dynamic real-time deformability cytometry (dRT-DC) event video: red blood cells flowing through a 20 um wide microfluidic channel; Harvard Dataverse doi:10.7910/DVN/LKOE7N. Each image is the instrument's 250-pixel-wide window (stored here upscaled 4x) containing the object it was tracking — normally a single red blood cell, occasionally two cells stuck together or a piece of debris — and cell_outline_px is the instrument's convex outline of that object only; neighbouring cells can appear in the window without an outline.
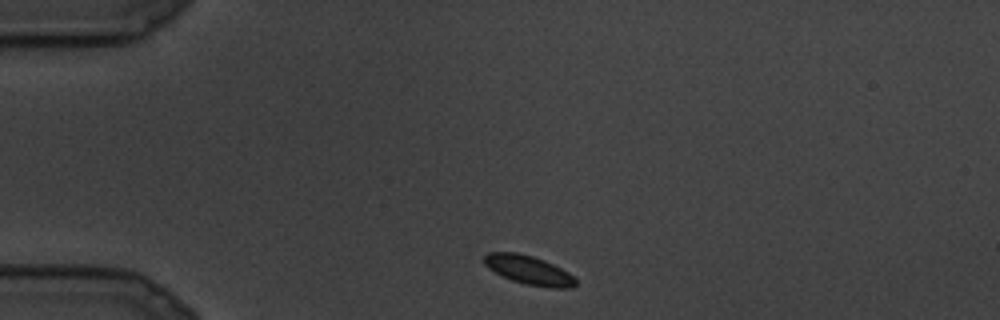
{"species": "common noctule bat (a hibernating species)", "species_latin": "Nyctalus noctula", "temperature_condition": "cold", "stored_images_in_passage": 13, "camera_frame_rate_fps": 3000, "um_per_image_px": 0.085, "animal": {"sex": "male", "body_mass_g": 19.5, "forearm_length_mm": 54.6}, "frame": {"image": 1, "passage_image": 1, "time_ms": 0.0, "image_size_px": [1000, 320], "cell_outline_px": [[576, 284], [572, 288], [552, 288], [524, 284], [512, 280], [488, 268], [484, 264], [484, 256], [488, 252], [516, 252], [532, 256], [544, 260], [568, 272], [576, 280]], "centroid_in_image_um": [44.94, 22.95], "position_along_channel_um": 40.1, "area_um2": 15.26}}
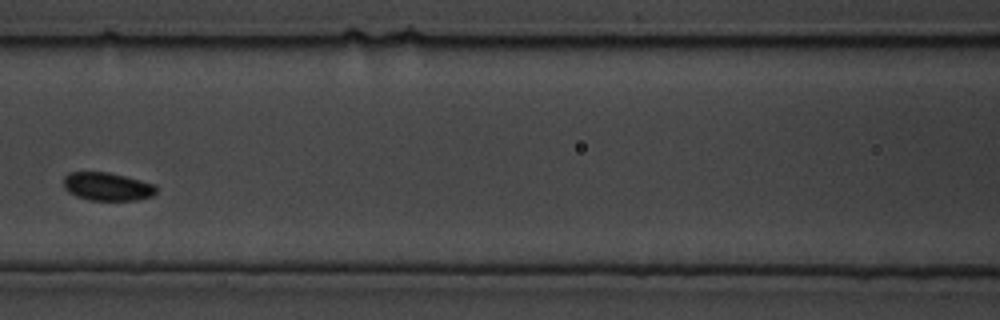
{"frame": {"image": 2, "passage_image": 7, "time_ms": 2.0, "image_size_px": [1000, 320], "cell_outline_px": [[156, 192], [152, 196], [136, 200], [92, 200], [76, 196], [68, 192], [64, 188], [64, 176], [68, 172], [108, 172], [156, 184]], "centroid_in_image_um": [9.11, 15.85], "position_along_channel_um": 157.5, "area_um2": 15.2}}
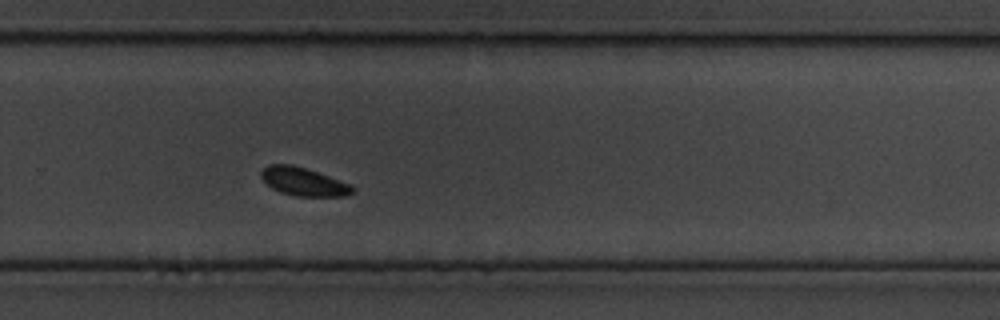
{"frame": {"image": 3, "passage_image": 13, "time_ms": 4.0, "image_size_px": [1000, 320], "cell_outline_px": [[356, 192], [344, 196], [296, 196], [280, 192], [272, 188], [260, 176], [260, 172], [268, 164], [292, 164], [352, 184], [356, 188]], "centroid_in_image_um": [25.83, 15.45], "position_along_channel_um": 304.0, "area_um2": 15.03}}